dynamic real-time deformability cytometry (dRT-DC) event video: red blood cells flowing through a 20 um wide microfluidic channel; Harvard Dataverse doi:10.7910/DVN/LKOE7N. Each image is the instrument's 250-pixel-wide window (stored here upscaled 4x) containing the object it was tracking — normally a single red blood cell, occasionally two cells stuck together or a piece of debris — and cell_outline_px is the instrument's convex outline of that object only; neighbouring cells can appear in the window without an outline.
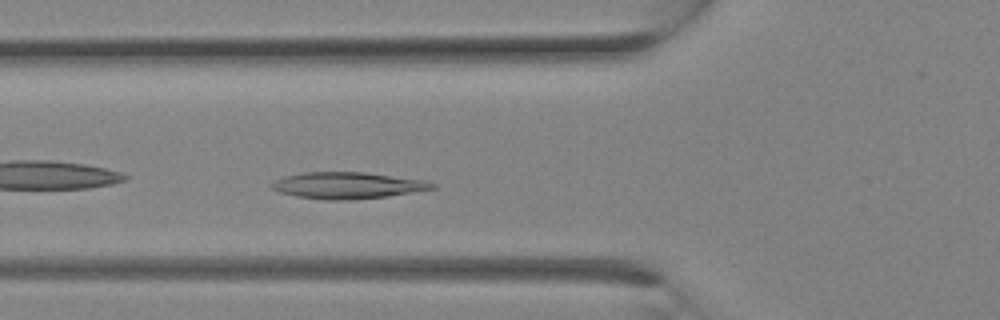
{"species": "Egyptian fruit bat (a non-hibernating species)", "species_latin": "Rousettus aegyptiacus", "temperature_condition": "room temperature", "stored_images_in_passage": 10, "camera_frame_rate_fps": 3000, "um_per_image_px": 0.085, "animal": {"sex": "female"}, "frame": {"image": 1, "passage_image": 10, "time_ms": 3.0, "image_size_px": [1000, 320], "cell_outline_px": [[436, 188], [388, 196], [348, 200], [324, 200], [296, 196], [280, 192], [272, 188], [268, 184], [284, 176], [304, 172], [364, 172], [424, 180], [436, 184]], "centroid_in_image_um": [29.51, 15.76], "position_along_channel_um": 96.3, "area_um2": 24.74}}